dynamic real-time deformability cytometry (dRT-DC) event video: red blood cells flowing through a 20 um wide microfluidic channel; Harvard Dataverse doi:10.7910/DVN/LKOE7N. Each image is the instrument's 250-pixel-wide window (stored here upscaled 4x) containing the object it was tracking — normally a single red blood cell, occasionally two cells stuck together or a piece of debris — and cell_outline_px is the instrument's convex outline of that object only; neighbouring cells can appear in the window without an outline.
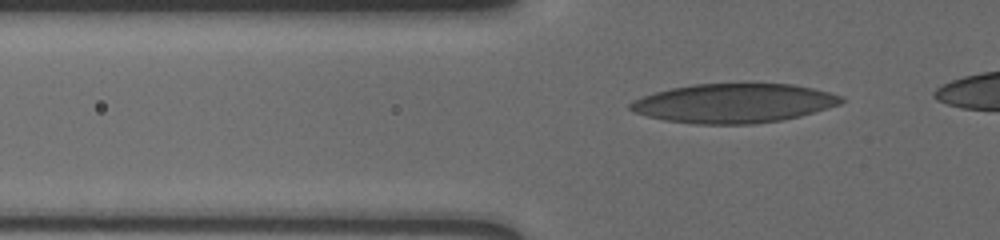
{"species": "human", "species_latin": "Homo sapiens", "temperature_condition": "cold", "stored_images_in_passage": 42, "camera_frame_rate_fps": 3000, "um_per_image_px": 0.085, "donor": {"sex": "male"}, "frame": {"image": 1, "passage_image": 10, "time_ms": 3.0, "image_size_px": [1000, 240], "cell_outline_px": [[844, 100], [840, 104], [800, 116], [780, 120], [752, 124], [692, 124], [664, 120], [632, 112], [628, 108], [628, 104], [632, 100], [656, 92], [672, 88], [692, 84], [792, 84], [812, 88], [844, 96]], "centroid_in_image_um": [62.34, 8.78], "position_along_channel_um": 63.5, "area_um2": 48.09}}
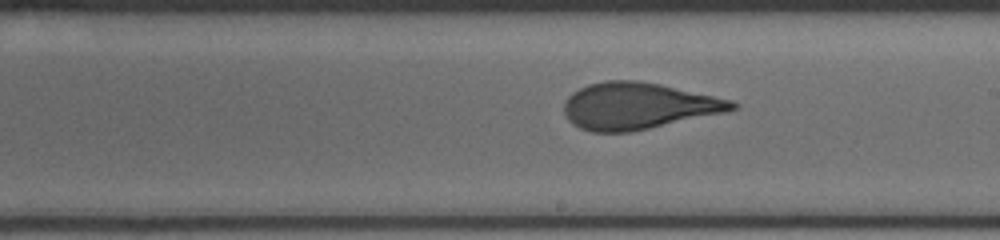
{"frame": {"image": 2, "passage_image": 25, "time_ms": 8.0, "image_size_px": [1000, 240], "cell_outline_px": [[740, 104], [736, 108], [728, 112], [632, 132], [592, 132], [580, 128], [572, 124], [568, 120], [564, 112], [564, 104], [568, 96], [572, 92], [588, 84], [604, 80], [636, 80], [660, 84], [732, 100]], "centroid_in_image_um": [54.24, 9.01], "position_along_channel_um": 234.8, "area_um2": 45.89}}
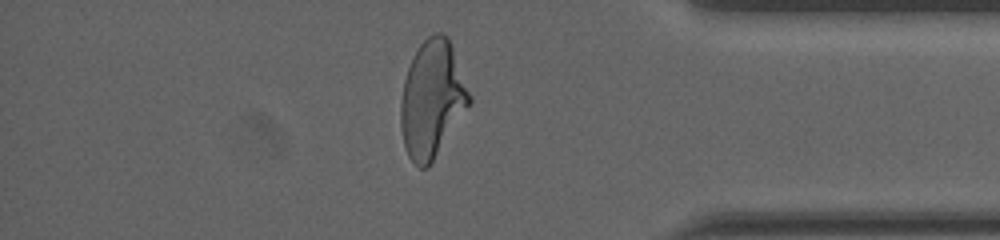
{"frame": {"image": 3, "passage_image": 40, "time_ms": 13.0, "image_size_px": [1000, 240], "cell_outline_px": [[472, 104], [428, 168], [420, 168], [408, 156], [404, 148], [400, 124], [400, 104], [404, 80], [412, 56], [420, 44], [428, 36], [436, 32], [444, 32], [448, 36], [472, 96]], "centroid_in_image_um": [36.74, 8.43], "position_along_channel_um": 398.5, "area_um2": 47.28}}